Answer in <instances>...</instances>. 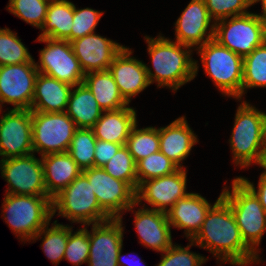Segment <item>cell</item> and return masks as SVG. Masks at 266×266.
<instances>
[{"mask_svg": "<svg viewBox=\"0 0 266 266\" xmlns=\"http://www.w3.org/2000/svg\"><path fill=\"white\" fill-rule=\"evenodd\" d=\"M221 196L222 192L209 209L200 231L191 241L211 252L223 264H258L261 258L244 242L235 216Z\"/></svg>", "mask_w": 266, "mask_h": 266, "instance_id": "1", "label": "cell"}, {"mask_svg": "<svg viewBox=\"0 0 266 266\" xmlns=\"http://www.w3.org/2000/svg\"><path fill=\"white\" fill-rule=\"evenodd\" d=\"M147 50L151 57L154 73L145 64L150 83L157 87H169L177 91L182 85L192 81L198 72V64L191 57L192 47L171 41L162 35L152 38L145 36Z\"/></svg>", "mask_w": 266, "mask_h": 266, "instance_id": "2", "label": "cell"}, {"mask_svg": "<svg viewBox=\"0 0 266 266\" xmlns=\"http://www.w3.org/2000/svg\"><path fill=\"white\" fill-rule=\"evenodd\" d=\"M229 143L233 162L241 168L262 165L266 150V113L247 101L238 106Z\"/></svg>", "mask_w": 266, "mask_h": 266, "instance_id": "3", "label": "cell"}, {"mask_svg": "<svg viewBox=\"0 0 266 266\" xmlns=\"http://www.w3.org/2000/svg\"><path fill=\"white\" fill-rule=\"evenodd\" d=\"M5 195L2 203L5 222L21 241L31 242V239L53 218L52 198L50 196Z\"/></svg>", "mask_w": 266, "mask_h": 266, "instance_id": "4", "label": "cell"}, {"mask_svg": "<svg viewBox=\"0 0 266 266\" xmlns=\"http://www.w3.org/2000/svg\"><path fill=\"white\" fill-rule=\"evenodd\" d=\"M230 206L244 242L257 254L266 232V211L256 195L238 178L232 181V190L224 187L221 196Z\"/></svg>", "mask_w": 266, "mask_h": 266, "instance_id": "5", "label": "cell"}, {"mask_svg": "<svg viewBox=\"0 0 266 266\" xmlns=\"http://www.w3.org/2000/svg\"><path fill=\"white\" fill-rule=\"evenodd\" d=\"M205 74L228 97L241 100L243 57L221 45L214 38L197 47Z\"/></svg>", "mask_w": 266, "mask_h": 266, "instance_id": "6", "label": "cell"}, {"mask_svg": "<svg viewBox=\"0 0 266 266\" xmlns=\"http://www.w3.org/2000/svg\"><path fill=\"white\" fill-rule=\"evenodd\" d=\"M87 177L81 173L66 188L52 198V216L67 218L83 226L112 219L99 205Z\"/></svg>", "mask_w": 266, "mask_h": 266, "instance_id": "7", "label": "cell"}, {"mask_svg": "<svg viewBox=\"0 0 266 266\" xmlns=\"http://www.w3.org/2000/svg\"><path fill=\"white\" fill-rule=\"evenodd\" d=\"M214 39L243 58L266 41V25L249 12L215 22Z\"/></svg>", "mask_w": 266, "mask_h": 266, "instance_id": "8", "label": "cell"}, {"mask_svg": "<svg viewBox=\"0 0 266 266\" xmlns=\"http://www.w3.org/2000/svg\"><path fill=\"white\" fill-rule=\"evenodd\" d=\"M31 112L33 153L68 152L77 129L74 121L65 112Z\"/></svg>", "mask_w": 266, "mask_h": 266, "instance_id": "9", "label": "cell"}, {"mask_svg": "<svg viewBox=\"0 0 266 266\" xmlns=\"http://www.w3.org/2000/svg\"><path fill=\"white\" fill-rule=\"evenodd\" d=\"M82 173L91 184L100 207L112 219H122L124 210L134 211L136 191L127 182L112 177L102 167H92Z\"/></svg>", "mask_w": 266, "mask_h": 266, "instance_id": "10", "label": "cell"}, {"mask_svg": "<svg viewBox=\"0 0 266 266\" xmlns=\"http://www.w3.org/2000/svg\"><path fill=\"white\" fill-rule=\"evenodd\" d=\"M36 40L46 43V46L40 50V65L35 63L39 73L72 86L83 83L85 73L70 42L51 38H37Z\"/></svg>", "mask_w": 266, "mask_h": 266, "instance_id": "11", "label": "cell"}, {"mask_svg": "<svg viewBox=\"0 0 266 266\" xmlns=\"http://www.w3.org/2000/svg\"><path fill=\"white\" fill-rule=\"evenodd\" d=\"M1 176L8 183L6 194L49 196L42 161L33 154L0 160Z\"/></svg>", "mask_w": 266, "mask_h": 266, "instance_id": "12", "label": "cell"}, {"mask_svg": "<svg viewBox=\"0 0 266 266\" xmlns=\"http://www.w3.org/2000/svg\"><path fill=\"white\" fill-rule=\"evenodd\" d=\"M0 117L1 160L33 154L31 110L12 108Z\"/></svg>", "mask_w": 266, "mask_h": 266, "instance_id": "13", "label": "cell"}, {"mask_svg": "<svg viewBox=\"0 0 266 266\" xmlns=\"http://www.w3.org/2000/svg\"><path fill=\"white\" fill-rule=\"evenodd\" d=\"M38 73L35 63L0 66V109L7 103L13 109L31 110Z\"/></svg>", "mask_w": 266, "mask_h": 266, "instance_id": "14", "label": "cell"}, {"mask_svg": "<svg viewBox=\"0 0 266 266\" xmlns=\"http://www.w3.org/2000/svg\"><path fill=\"white\" fill-rule=\"evenodd\" d=\"M186 170L179 168L170 175L141 182L136 190L137 205L142 204L144 200L153 207L150 209L166 213L175 202L188 194Z\"/></svg>", "mask_w": 266, "mask_h": 266, "instance_id": "15", "label": "cell"}, {"mask_svg": "<svg viewBox=\"0 0 266 266\" xmlns=\"http://www.w3.org/2000/svg\"><path fill=\"white\" fill-rule=\"evenodd\" d=\"M91 231L88 266H119L117 257L123 247L124 233L122 219L92 224Z\"/></svg>", "mask_w": 266, "mask_h": 266, "instance_id": "16", "label": "cell"}, {"mask_svg": "<svg viewBox=\"0 0 266 266\" xmlns=\"http://www.w3.org/2000/svg\"><path fill=\"white\" fill-rule=\"evenodd\" d=\"M175 31V41L192 48L214 38L215 21L210 17L204 0H191L177 19Z\"/></svg>", "mask_w": 266, "mask_h": 266, "instance_id": "17", "label": "cell"}, {"mask_svg": "<svg viewBox=\"0 0 266 266\" xmlns=\"http://www.w3.org/2000/svg\"><path fill=\"white\" fill-rule=\"evenodd\" d=\"M84 73L106 71L123 45L95 34V32L70 42Z\"/></svg>", "mask_w": 266, "mask_h": 266, "instance_id": "18", "label": "cell"}, {"mask_svg": "<svg viewBox=\"0 0 266 266\" xmlns=\"http://www.w3.org/2000/svg\"><path fill=\"white\" fill-rule=\"evenodd\" d=\"M131 54V49L124 46L114 57L108 69L118 86L121 96L128 104L133 96H136L151 84L145 63L132 57Z\"/></svg>", "mask_w": 266, "mask_h": 266, "instance_id": "19", "label": "cell"}, {"mask_svg": "<svg viewBox=\"0 0 266 266\" xmlns=\"http://www.w3.org/2000/svg\"><path fill=\"white\" fill-rule=\"evenodd\" d=\"M134 213V224L141 245L161 253L173 245L172 227L165 212L150 209L144 205Z\"/></svg>", "mask_w": 266, "mask_h": 266, "instance_id": "20", "label": "cell"}, {"mask_svg": "<svg viewBox=\"0 0 266 266\" xmlns=\"http://www.w3.org/2000/svg\"><path fill=\"white\" fill-rule=\"evenodd\" d=\"M199 193H188L166 212L171 227L184 229L185 236L192 240L200 231L205 217L212 207Z\"/></svg>", "mask_w": 266, "mask_h": 266, "instance_id": "21", "label": "cell"}, {"mask_svg": "<svg viewBox=\"0 0 266 266\" xmlns=\"http://www.w3.org/2000/svg\"><path fill=\"white\" fill-rule=\"evenodd\" d=\"M160 151L179 168L198 142L197 135L190 128L185 116L179 117L169 125L159 128Z\"/></svg>", "mask_w": 266, "mask_h": 266, "instance_id": "22", "label": "cell"}, {"mask_svg": "<svg viewBox=\"0 0 266 266\" xmlns=\"http://www.w3.org/2000/svg\"><path fill=\"white\" fill-rule=\"evenodd\" d=\"M73 86L48 75L38 73L31 111L65 112Z\"/></svg>", "mask_w": 266, "mask_h": 266, "instance_id": "23", "label": "cell"}, {"mask_svg": "<svg viewBox=\"0 0 266 266\" xmlns=\"http://www.w3.org/2000/svg\"><path fill=\"white\" fill-rule=\"evenodd\" d=\"M47 194L53 198L75 180L82 170L68 152L41 156Z\"/></svg>", "mask_w": 266, "mask_h": 266, "instance_id": "24", "label": "cell"}, {"mask_svg": "<svg viewBox=\"0 0 266 266\" xmlns=\"http://www.w3.org/2000/svg\"><path fill=\"white\" fill-rule=\"evenodd\" d=\"M136 116V110L129 106L103 111L92 128L96 139L124 146L132 128L137 124Z\"/></svg>", "mask_w": 266, "mask_h": 266, "instance_id": "25", "label": "cell"}, {"mask_svg": "<svg viewBox=\"0 0 266 266\" xmlns=\"http://www.w3.org/2000/svg\"><path fill=\"white\" fill-rule=\"evenodd\" d=\"M65 113L74 121L77 128L92 129L103 110L88 87L81 83L73 86Z\"/></svg>", "mask_w": 266, "mask_h": 266, "instance_id": "26", "label": "cell"}, {"mask_svg": "<svg viewBox=\"0 0 266 266\" xmlns=\"http://www.w3.org/2000/svg\"><path fill=\"white\" fill-rule=\"evenodd\" d=\"M83 83L92 92L103 111H113L129 104L121 96L109 70L86 73Z\"/></svg>", "mask_w": 266, "mask_h": 266, "instance_id": "27", "label": "cell"}, {"mask_svg": "<svg viewBox=\"0 0 266 266\" xmlns=\"http://www.w3.org/2000/svg\"><path fill=\"white\" fill-rule=\"evenodd\" d=\"M74 4L69 0H52L38 38L61 39L71 42Z\"/></svg>", "mask_w": 266, "mask_h": 266, "instance_id": "28", "label": "cell"}, {"mask_svg": "<svg viewBox=\"0 0 266 266\" xmlns=\"http://www.w3.org/2000/svg\"><path fill=\"white\" fill-rule=\"evenodd\" d=\"M44 226L31 240L42 239L41 247L44 250L45 255L53 264H59L64 259L65 249L68 242L69 233L72 230V226L63 225L57 223V220ZM42 236V237H41Z\"/></svg>", "mask_w": 266, "mask_h": 266, "instance_id": "29", "label": "cell"}, {"mask_svg": "<svg viewBox=\"0 0 266 266\" xmlns=\"http://www.w3.org/2000/svg\"><path fill=\"white\" fill-rule=\"evenodd\" d=\"M254 87L266 88V41L243 58L241 98Z\"/></svg>", "mask_w": 266, "mask_h": 266, "instance_id": "30", "label": "cell"}, {"mask_svg": "<svg viewBox=\"0 0 266 266\" xmlns=\"http://www.w3.org/2000/svg\"><path fill=\"white\" fill-rule=\"evenodd\" d=\"M136 124L126 141L125 146L132 155L135 163L141 159L160 151L159 128H137Z\"/></svg>", "mask_w": 266, "mask_h": 266, "instance_id": "31", "label": "cell"}, {"mask_svg": "<svg viewBox=\"0 0 266 266\" xmlns=\"http://www.w3.org/2000/svg\"><path fill=\"white\" fill-rule=\"evenodd\" d=\"M96 140L93 129L77 128L74 132L68 153L82 171L94 167Z\"/></svg>", "mask_w": 266, "mask_h": 266, "instance_id": "32", "label": "cell"}, {"mask_svg": "<svg viewBox=\"0 0 266 266\" xmlns=\"http://www.w3.org/2000/svg\"><path fill=\"white\" fill-rule=\"evenodd\" d=\"M35 63L17 33L9 28H0V66Z\"/></svg>", "mask_w": 266, "mask_h": 266, "instance_id": "33", "label": "cell"}, {"mask_svg": "<svg viewBox=\"0 0 266 266\" xmlns=\"http://www.w3.org/2000/svg\"><path fill=\"white\" fill-rule=\"evenodd\" d=\"M102 168L112 177L127 182L137 190L136 163L125 145Z\"/></svg>", "mask_w": 266, "mask_h": 266, "instance_id": "34", "label": "cell"}, {"mask_svg": "<svg viewBox=\"0 0 266 266\" xmlns=\"http://www.w3.org/2000/svg\"><path fill=\"white\" fill-rule=\"evenodd\" d=\"M179 167L161 151L153 153L136 163L138 185L149 179L170 175Z\"/></svg>", "mask_w": 266, "mask_h": 266, "instance_id": "35", "label": "cell"}, {"mask_svg": "<svg viewBox=\"0 0 266 266\" xmlns=\"http://www.w3.org/2000/svg\"><path fill=\"white\" fill-rule=\"evenodd\" d=\"M51 0H9L7 10L26 23L41 29Z\"/></svg>", "mask_w": 266, "mask_h": 266, "instance_id": "36", "label": "cell"}, {"mask_svg": "<svg viewBox=\"0 0 266 266\" xmlns=\"http://www.w3.org/2000/svg\"><path fill=\"white\" fill-rule=\"evenodd\" d=\"M69 233L68 242L65 249L64 259L72 263L73 266H79L88 263L90 241L87 226Z\"/></svg>", "mask_w": 266, "mask_h": 266, "instance_id": "37", "label": "cell"}, {"mask_svg": "<svg viewBox=\"0 0 266 266\" xmlns=\"http://www.w3.org/2000/svg\"><path fill=\"white\" fill-rule=\"evenodd\" d=\"M190 245L181 247L180 245H172L162 253V259L157 266H201L208 259L200 254L190 251V247L194 243L190 240Z\"/></svg>", "mask_w": 266, "mask_h": 266, "instance_id": "38", "label": "cell"}, {"mask_svg": "<svg viewBox=\"0 0 266 266\" xmlns=\"http://www.w3.org/2000/svg\"><path fill=\"white\" fill-rule=\"evenodd\" d=\"M210 17L216 22L249 13L248 7L252 6V0H204Z\"/></svg>", "mask_w": 266, "mask_h": 266, "instance_id": "39", "label": "cell"}, {"mask_svg": "<svg viewBox=\"0 0 266 266\" xmlns=\"http://www.w3.org/2000/svg\"><path fill=\"white\" fill-rule=\"evenodd\" d=\"M103 12L92 8L78 9L74 5L73 24L71 28V41L95 32Z\"/></svg>", "mask_w": 266, "mask_h": 266, "instance_id": "40", "label": "cell"}, {"mask_svg": "<svg viewBox=\"0 0 266 266\" xmlns=\"http://www.w3.org/2000/svg\"><path fill=\"white\" fill-rule=\"evenodd\" d=\"M122 146L121 144L97 139L94 150V167L105 165Z\"/></svg>", "mask_w": 266, "mask_h": 266, "instance_id": "41", "label": "cell"}, {"mask_svg": "<svg viewBox=\"0 0 266 266\" xmlns=\"http://www.w3.org/2000/svg\"><path fill=\"white\" fill-rule=\"evenodd\" d=\"M238 178L256 195L263 209L266 211V170H264L260 175L257 191L254 184L247 178L241 176Z\"/></svg>", "mask_w": 266, "mask_h": 266, "instance_id": "42", "label": "cell"}, {"mask_svg": "<svg viewBox=\"0 0 266 266\" xmlns=\"http://www.w3.org/2000/svg\"><path fill=\"white\" fill-rule=\"evenodd\" d=\"M121 254H122V248L120 249V251H119V253H118V257H117V261H118V265H119V266H136L137 263H135V262H133L135 265H132L133 263L130 264L131 262L129 263L127 260L125 261L124 258H123L125 255L122 256ZM127 255L130 256L129 254H127ZM127 258H128V257H127ZM127 258H126V259H127ZM129 259H130V261H131V257H129ZM139 260H140V259H139ZM139 260H138V261H139ZM124 261H125V262H124ZM136 262H137V261H136ZM140 263H143L142 260H140V261L138 262V265H137V266L141 265Z\"/></svg>", "mask_w": 266, "mask_h": 266, "instance_id": "43", "label": "cell"}, {"mask_svg": "<svg viewBox=\"0 0 266 266\" xmlns=\"http://www.w3.org/2000/svg\"><path fill=\"white\" fill-rule=\"evenodd\" d=\"M257 2H261L262 5V13L255 15L266 25V0H252V5H254Z\"/></svg>", "mask_w": 266, "mask_h": 266, "instance_id": "44", "label": "cell"}, {"mask_svg": "<svg viewBox=\"0 0 266 266\" xmlns=\"http://www.w3.org/2000/svg\"><path fill=\"white\" fill-rule=\"evenodd\" d=\"M261 167L264 168V170H266V150H265L264 159H263Z\"/></svg>", "mask_w": 266, "mask_h": 266, "instance_id": "45", "label": "cell"}]
</instances>
